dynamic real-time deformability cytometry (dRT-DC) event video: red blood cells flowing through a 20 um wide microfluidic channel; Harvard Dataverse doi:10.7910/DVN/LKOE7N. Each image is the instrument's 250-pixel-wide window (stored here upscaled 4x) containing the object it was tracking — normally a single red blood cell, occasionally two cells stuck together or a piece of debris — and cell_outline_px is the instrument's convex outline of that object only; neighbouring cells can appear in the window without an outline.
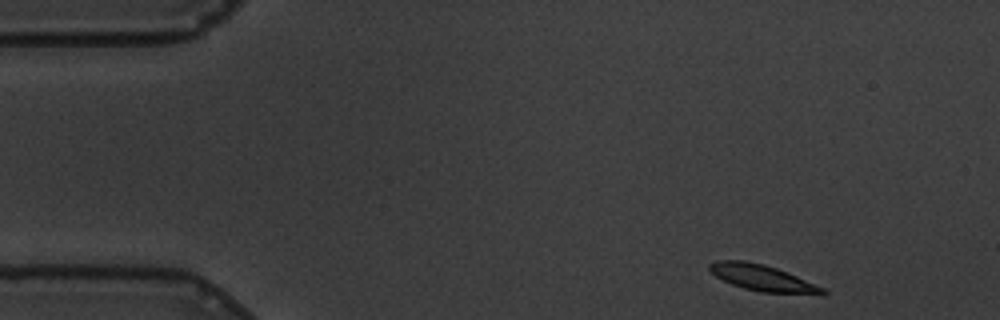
{"species": "common noctule bat (a hibernating species)", "species_latin": "Nyctalus noctula", "temperature_condition": "warm", "stored_images_in_passage": 54, "segment_of_instrument_passage": [1, 2], "camera_frame_rate_fps": 3000, "um_per_image_px": 0.085, "animal": {"sex": "male", "body_mass_g": 19.5, "forearm_length_mm": 54.6}, "frame": {"image": 1, "passage_image": 1, "time_ms": 0.0, "image_size_px": [1000, 320], "cell_outline_px": [[828, 292], [824, 296], [820, 296], [760, 292], [744, 288], [732, 284], [716, 276], [708, 268], [708, 264], [716, 260], [744, 260], [764, 264], [788, 272], [824, 288]], "centroid_in_image_um": [64.9, 23.65], "position_along_channel_um": 20.1, "area_um2": 17.63}}
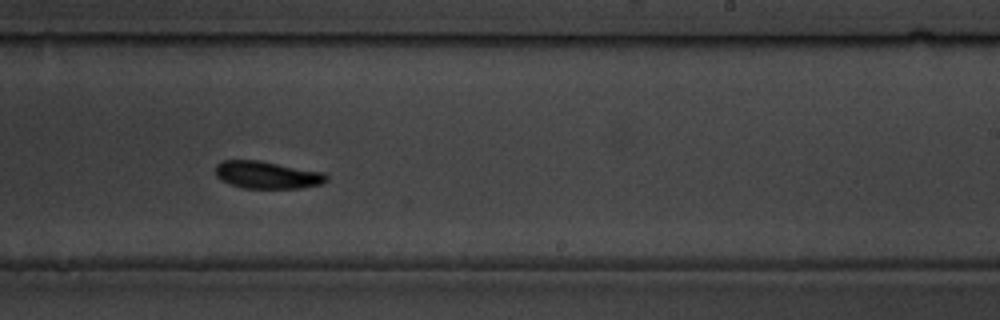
{"frame": {"image": 2, "passage_image": 30, "time_ms": 9.667, "image_size_px": [1000, 320], "cell_outline_px": [[328, 180], [320, 184], [300, 188], [244, 188], [228, 184], [220, 180], [216, 176], [216, 164], [220, 160], [260, 160], [324, 172], [328, 176]], "centroid_in_image_um": [22.68, 14.86], "position_along_channel_um": 266.3, "area_um2": 17.92}}
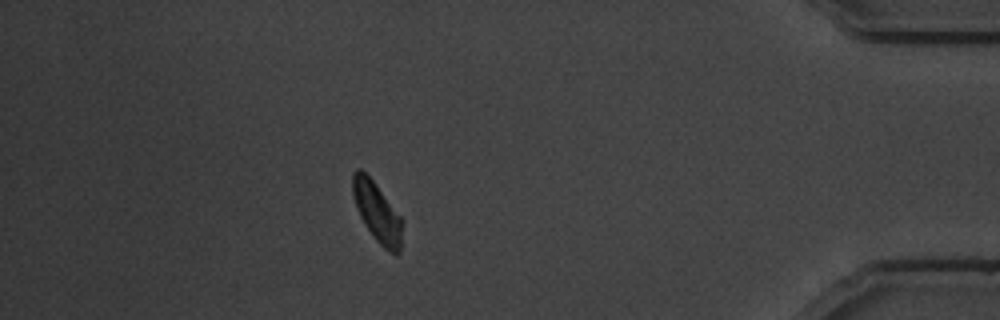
{"frame": {"image": 3, "passage_image": 46, "time_ms": 15.0, "image_size_px": [1000, 320], "cell_outline_px": [[400, 252], [396, 256], [384, 248], [372, 236], [360, 216], [356, 208], [352, 192], [352, 172], [356, 168], [360, 168], [376, 184], [400, 216]], "centroid_in_image_um": [32.0, 18.01], "position_along_channel_um": 403.2, "area_um2": 16.88}}